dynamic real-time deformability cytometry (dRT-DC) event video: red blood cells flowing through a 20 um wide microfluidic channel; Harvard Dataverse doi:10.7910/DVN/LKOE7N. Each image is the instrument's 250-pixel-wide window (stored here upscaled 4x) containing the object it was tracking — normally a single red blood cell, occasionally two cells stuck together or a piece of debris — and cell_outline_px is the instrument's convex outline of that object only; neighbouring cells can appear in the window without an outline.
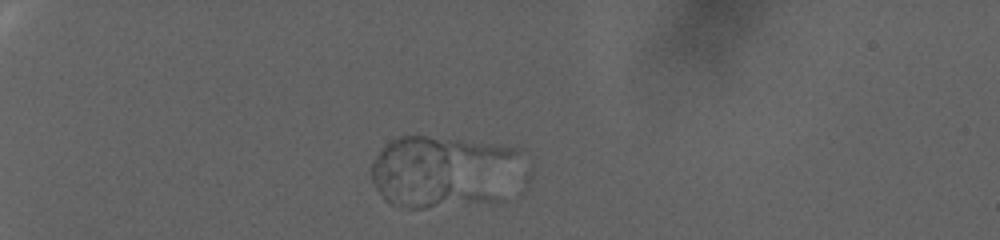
{"species": "human", "species_latin": "Homo sapiens", "temperature_condition": "warm", "stored_images_in_passage": 36, "camera_frame_rate_fps": 3000, "um_per_image_px": 0.085, "donor": {"sex": "female"}, "frame": {"image": 1, "passage_image": 6, "time_ms": 1.667, "image_size_px": [1000, 240], "cell_outline_px": [[524, 148], [448, 196], [424, 208], [412, 208], [388, 204], [384, 200], [376, 188], [372, 180], [372, 164], [380, 148], [392, 140], [400, 136], [428, 136]], "centroid_in_image_um": [36.68, 14.27], "position_along_channel_um": 48.3, "area_um2": 50.11}}
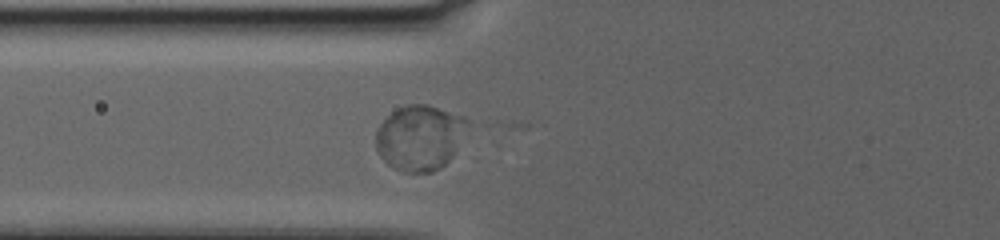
{"frame": {"image": 2, "passage_image": 20, "time_ms": 6.333, "image_size_px": [1000, 240], "cell_outline_px": [[472, 124], [448, 160], [440, 168], [432, 172], [408, 172], [392, 168], [380, 156], [376, 148], [376, 132], [380, 124], [396, 108], [404, 104], [428, 104], [464, 116]], "centroid_in_image_um": [35.7, 11.67], "position_along_channel_um": 90.1, "area_um2": 35.03}}
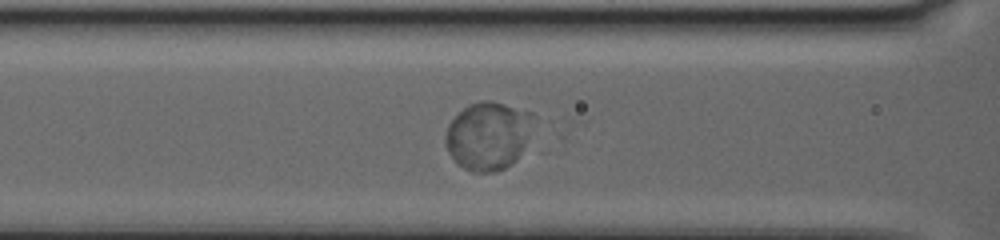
{"frame": {"image": 3, "passage_image": 25, "time_ms": 8.0, "image_size_px": [1000, 240], "cell_outline_px": [[536, 116], [524, 152], [516, 160], [504, 168], [496, 172], [472, 172], [456, 164], [448, 152], [444, 144], [444, 136], [448, 124], [468, 104], [480, 100], [492, 100], [532, 112]], "centroid_in_image_um": [41.51, 11.53], "position_along_channel_um": 125.1, "area_um2": 35.66}}